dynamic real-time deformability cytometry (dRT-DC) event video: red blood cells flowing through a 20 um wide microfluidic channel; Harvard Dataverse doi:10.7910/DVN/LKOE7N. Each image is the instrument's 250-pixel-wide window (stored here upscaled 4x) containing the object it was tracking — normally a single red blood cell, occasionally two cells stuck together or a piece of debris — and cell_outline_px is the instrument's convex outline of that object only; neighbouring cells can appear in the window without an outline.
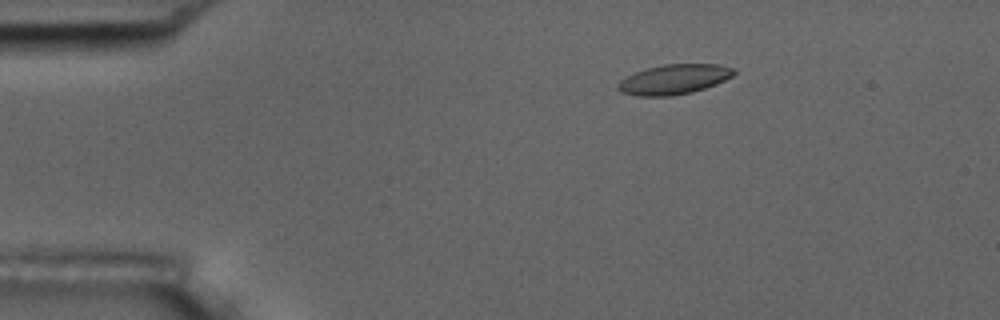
{"species": "common noctule bat (a hibernating species)", "species_latin": "Nyctalus noctula", "temperature_condition": "room temperature", "stored_images_in_passage": 4, "camera_frame_rate_fps": 3000, "um_per_image_px": 0.085, "animal": {"sex": "male", "body_mass_g": 17.5, "forearm_length_mm": 52.3}, "frame": {"image": 1, "passage_image": 2, "time_ms": 1.333, "image_size_px": [1000, 320], "cell_outline_px": [[736, 72], [732, 76], [716, 84], [692, 92], [672, 96], [636, 96], [620, 92], [616, 88], [616, 84], [620, 80], [636, 72], [648, 68], [664, 64], [716, 64], [736, 68]], "centroid_in_image_um": [57.28, 6.75], "position_along_channel_um": 27.7, "area_um2": 20.23}}